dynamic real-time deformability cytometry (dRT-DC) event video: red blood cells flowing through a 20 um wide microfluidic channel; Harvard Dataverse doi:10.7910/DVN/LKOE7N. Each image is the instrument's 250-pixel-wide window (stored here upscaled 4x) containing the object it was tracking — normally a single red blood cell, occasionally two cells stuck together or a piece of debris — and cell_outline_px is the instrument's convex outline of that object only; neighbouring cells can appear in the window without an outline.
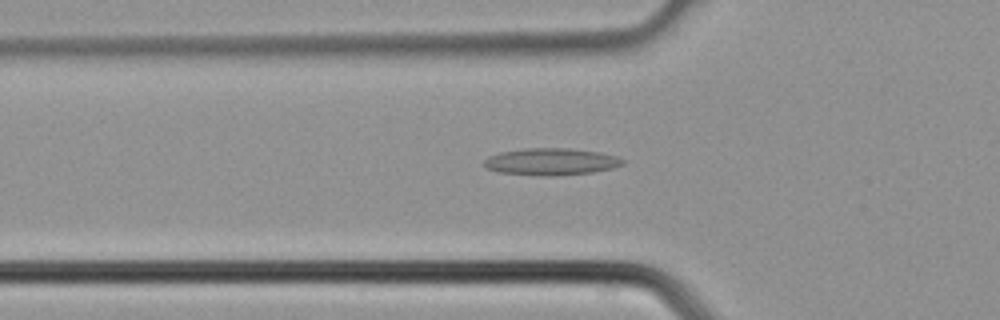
{"species": "common noctule bat (a hibernating species)", "species_latin": "Nyctalus noctula", "temperature_condition": "cold", "stored_images_in_passage": 5, "camera_frame_rate_fps": 3000, "um_per_image_px": 0.085, "animal": {"sex": "male", "body_mass_g": 21.5, "forearm_length_mm": 52.0}, "frame": {"image": 1, "passage_image": 5, "time_ms": 1.333, "image_size_px": [1000, 320], "cell_outline_px": [[624, 164], [612, 168], [592, 172], [552, 176], [540, 176], [500, 172], [484, 168], [484, 160], [488, 156], [500, 152], [524, 148], [572, 148], [600, 152], [616, 156], [624, 160]], "centroid_in_image_um": [46.82, 13.74], "position_along_channel_um": 79.0, "area_um2": 21.91}}